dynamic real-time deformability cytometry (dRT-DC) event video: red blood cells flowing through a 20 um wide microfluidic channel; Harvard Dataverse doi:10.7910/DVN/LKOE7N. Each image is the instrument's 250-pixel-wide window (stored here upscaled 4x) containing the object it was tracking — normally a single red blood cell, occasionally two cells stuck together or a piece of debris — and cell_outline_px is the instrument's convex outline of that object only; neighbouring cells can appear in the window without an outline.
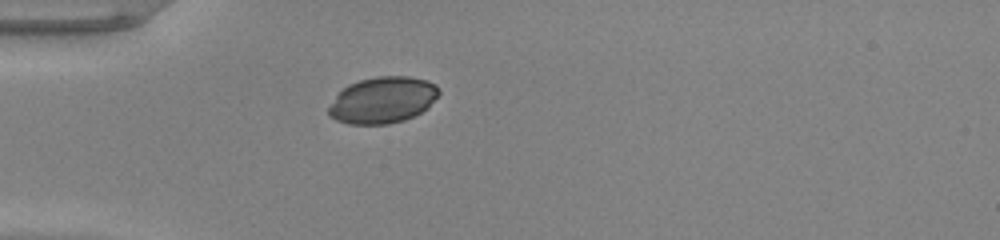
{"species": "common noctule bat (a hibernating species)", "species_latin": "Nyctalus noctula", "temperature_condition": "warm", "stored_images_in_passage": 37, "camera_frame_rate_fps": 3000, "um_per_image_px": 0.085, "animal": {"sex": "male", "body_mass_g": 20.0, "forearm_length_mm": 53.3}, "frame": {"image": 1, "passage_image": 1, "time_ms": 0.0, "image_size_px": [1000, 240], "cell_outline_px": [[440, 92], [428, 108], [404, 120], [388, 124], [348, 124], [336, 120], [328, 116], [328, 108], [336, 96], [348, 84], [360, 80], [376, 76], [408, 76], [428, 80], [436, 84]], "centroid_in_image_um": [32.53, 8.5], "position_along_channel_um": 52.5, "area_um2": 29.82}}
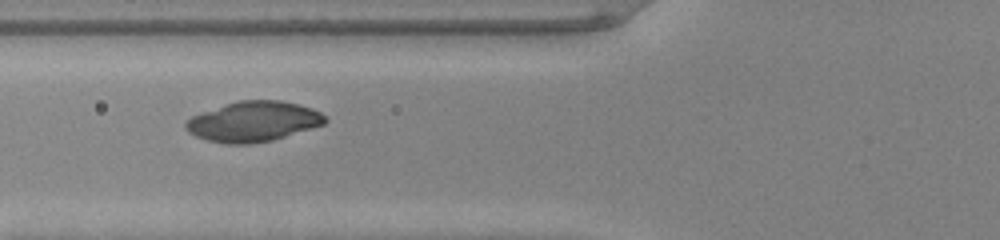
{"frame": {"image": 2, "passage_image": 6, "time_ms": 1.667, "image_size_px": [1000, 240], "cell_outline_px": [[328, 120], [324, 124], [272, 140], [248, 144], [224, 144], [208, 140], [196, 136], [188, 132], [184, 128], [184, 124], [192, 116], [224, 104], [240, 100], [280, 100], [300, 104], [312, 108], [320, 112]], "centroid_in_image_um": [21.52, 10.32], "position_along_channel_um": 104.3, "area_um2": 32.54}}
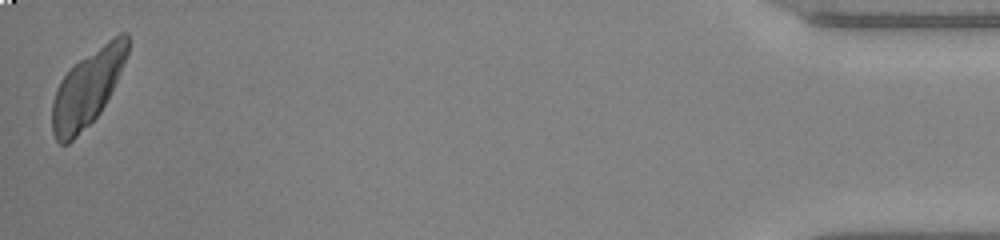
{"frame": {"image": 3, "passage_image": 37, "time_ms": 12.0, "image_size_px": [1000, 240], "cell_outline_px": [[128, 52], [120, 72], [100, 112], [68, 144], [60, 144], [56, 140], [52, 132], [52, 100], [56, 88], [60, 80], [80, 60], [108, 40], [120, 32], [128, 32]], "centroid_in_image_um": [7.4, 7.5], "position_along_channel_um": 427.8, "area_um2": 32.48}}